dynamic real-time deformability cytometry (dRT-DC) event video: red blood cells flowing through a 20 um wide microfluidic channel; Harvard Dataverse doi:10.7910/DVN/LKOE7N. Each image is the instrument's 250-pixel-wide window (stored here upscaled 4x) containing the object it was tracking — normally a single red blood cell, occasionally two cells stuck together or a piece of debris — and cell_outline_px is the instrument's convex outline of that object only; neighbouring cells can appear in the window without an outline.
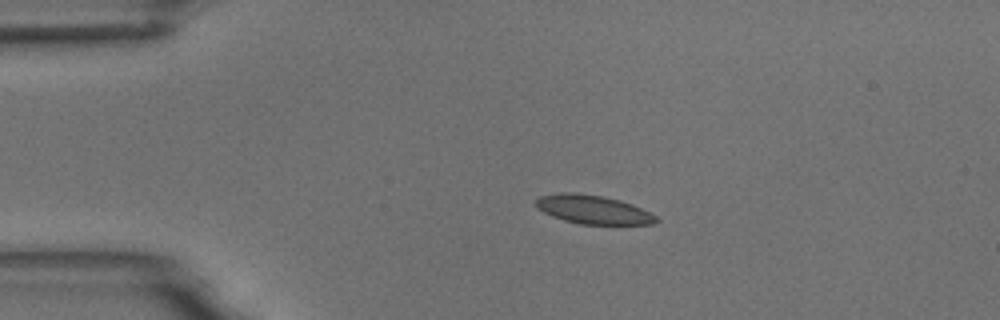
{"species": "common noctule bat (a hibernating species)", "species_latin": "Nyctalus noctula", "temperature_condition": "room temperature", "stored_images_in_passage": 44, "camera_frame_rate_fps": 3000, "um_per_image_px": 0.085, "animal": {"sex": "male", "body_mass_g": 18.8}, "frame": {"image": 1, "passage_image": 1, "time_ms": 0.0, "image_size_px": [1000, 320], "cell_outline_px": [[660, 220], [652, 224], [580, 224], [564, 220], [552, 216], [536, 208], [536, 200], [540, 196], [560, 192], [576, 192], [604, 196], [620, 200], [632, 204], [656, 216]], "centroid_in_image_um": [50.39, 17.8], "position_along_channel_um": 34.6, "area_um2": 20.11}}
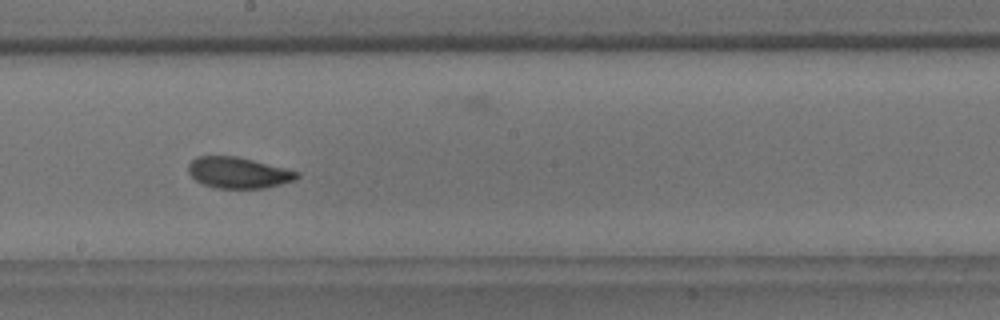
{"frame": {"image": 2, "passage_image": 20, "time_ms": 6.333, "image_size_px": [1000, 320], "cell_outline_px": [[300, 176], [296, 180], [264, 188], [216, 188], [204, 184], [196, 180], [188, 172], [188, 164], [196, 156], [236, 156], [300, 172]], "centroid_in_image_um": [20.25, 14.68], "position_along_channel_um": 227.9, "area_um2": 19.54}}
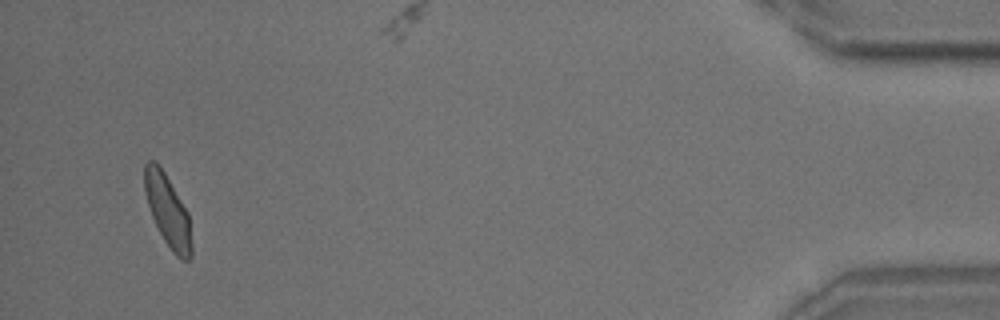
{"frame": {"image": 3, "passage_image": 42, "time_ms": 13.667, "image_size_px": [1000, 320], "cell_outline_px": [[192, 256], [188, 260], [184, 260], [176, 256], [172, 252], [164, 240], [152, 216], [144, 192], [144, 164], [148, 160], [152, 160], [164, 172], [188, 212], [192, 244]], "centroid_in_image_um": [14.26, 17.94], "position_along_channel_um": 420.9, "area_um2": 19.42}, "authors_computed_cell_mechanics": {"area_um2": 19.8254, "velocity_mm_per_s": 3.6913, "shape_relaxation_time_tau1_ms": 5.7203, "shape_relaxation_time_tau2_ms": 0.9973, "deformation_change_tau1": 0.1295, "deformation_change_tau2": 0.0568}}